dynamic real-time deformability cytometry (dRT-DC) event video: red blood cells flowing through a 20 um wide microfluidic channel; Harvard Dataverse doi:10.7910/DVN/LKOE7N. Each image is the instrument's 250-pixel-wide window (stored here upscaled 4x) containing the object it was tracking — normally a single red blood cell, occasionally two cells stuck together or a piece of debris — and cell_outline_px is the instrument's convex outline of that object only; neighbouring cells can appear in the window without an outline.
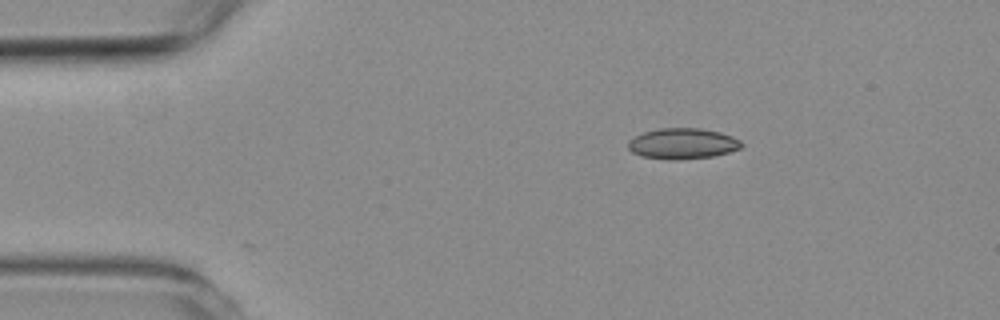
{"species": "common noctule bat (a hibernating species)", "species_latin": "Nyctalus noctula", "temperature_condition": "room temperature", "stored_images_in_passage": 49, "camera_frame_rate_fps": 3000, "um_per_image_px": 0.085, "animal": {"sex": "female", "body_mass_g": 19.3, "forearm_length_mm": 54.1}, "frame": {"image": 1, "passage_image": 1, "time_ms": 0.0, "image_size_px": [1000, 320], "cell_outline_px": [[744, 144], [740, 148], [728, 152], [712, 156], [668, 160], [640, 156], [632, 152], [628, 148], [628, 140], [644, 132], [660, 128], [700, 128], [720, 132], [732, 136], [740, 140]], "centroid_in_image_um": [58.01, 12.2], "position_along_channel_um": 27.0, "area_um2": 20.23}}
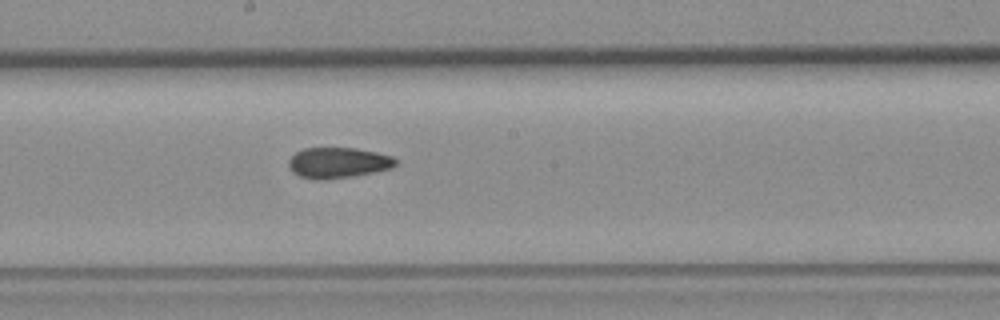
{"frame": {"image": 2, "passage_image": 22, "time_ms": 7.0, "image_size_px": [1000, 320], "cell_outline_px": [[396, 164], [392, 168], [352, 176], [324, 180], [312, 180], [300, 176], [292, 172], [288, 168], [288, 160], [296, 152], [304, 148], [356, 148], [376, 152], [392, 156], [396, 160]], "centroid_in_image_um": [28.69, 13.84], "position_along_channel_um": 219.5, "area_um2": 19.19}}
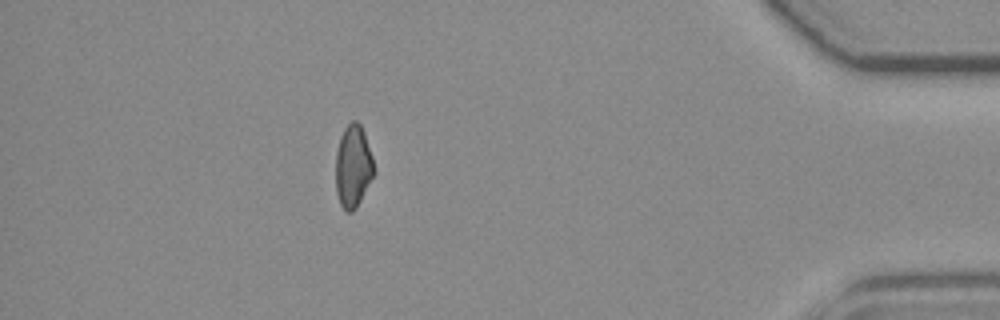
{"frame": {"image": 3, "passage_image": 42, "time_ms": 13.667, "image_size_px": [1000, 320], "cell_outline_px": [[372, 176], [356, 208], [352, 212], [344, 212], [340, 204], [336, 192], [336, 152], [340, 136], [344, 128], [352, 120], [356, 120], [360, 124], [364, 132], [372, 156]], "centroid_in_image_um": [29.97, 14.13], "position_along_channel_um": 405.2, "area_um2": 18.09}, "authors_computed_cell_mechanics": {"area_um2": 19.2474, "velocity_mm_per_s": 3.5816, "shape_relaxation_time_tau1_ms": null, "shape_relaxation_time_tau2_ms": 4.1008, "deformation_change_tau1": null, "deformation_change_tau2": 0.1015}}